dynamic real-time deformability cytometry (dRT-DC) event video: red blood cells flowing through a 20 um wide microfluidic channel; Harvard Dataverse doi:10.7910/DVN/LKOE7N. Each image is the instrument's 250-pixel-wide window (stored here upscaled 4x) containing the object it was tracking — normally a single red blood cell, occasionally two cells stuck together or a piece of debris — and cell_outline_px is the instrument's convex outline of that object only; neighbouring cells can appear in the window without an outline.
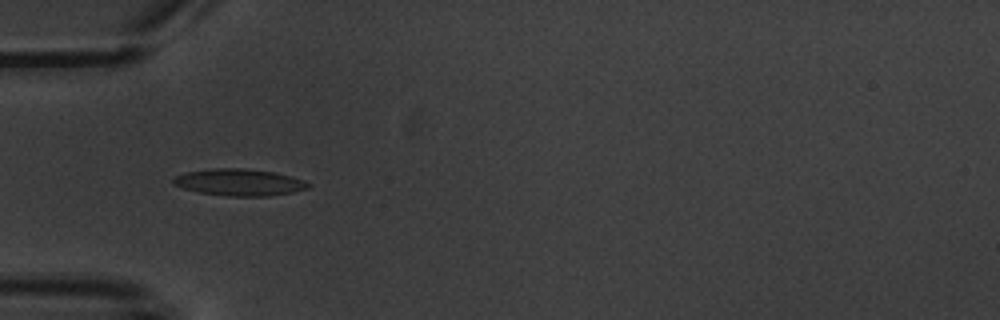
{"species": "common noctule bat (a hibernating species)", "species_latin": "Nyctalus noctula", "temperature_condition": "warm", "stored_images_in_passage": 6, "camera_frame_rate_fps": 3000, "um_per_image_px": 0.085, "animal": {"sex": "male", "body_mass_g": 20.1, "forearm_length_mm": 53.5}, "frame": {"image": 1, "passage_image": 5, "time_ms": 5.667, "image_size_px": [1000, 320], "cell_outline_px": [[312, 184], [308, 188], [292, 192], [268, 196], [228, 196], [200, 192], [184, 188], [172, 184], [172, 180], [176, 176], [184, 172], [216, 168], [244, 168], [276, 172], [292, 176], [304, 180]], "centroid_in_image_um": [20.37, 15.49], "position_along_channel_um": 64.6, "area_um2": 21.1}}